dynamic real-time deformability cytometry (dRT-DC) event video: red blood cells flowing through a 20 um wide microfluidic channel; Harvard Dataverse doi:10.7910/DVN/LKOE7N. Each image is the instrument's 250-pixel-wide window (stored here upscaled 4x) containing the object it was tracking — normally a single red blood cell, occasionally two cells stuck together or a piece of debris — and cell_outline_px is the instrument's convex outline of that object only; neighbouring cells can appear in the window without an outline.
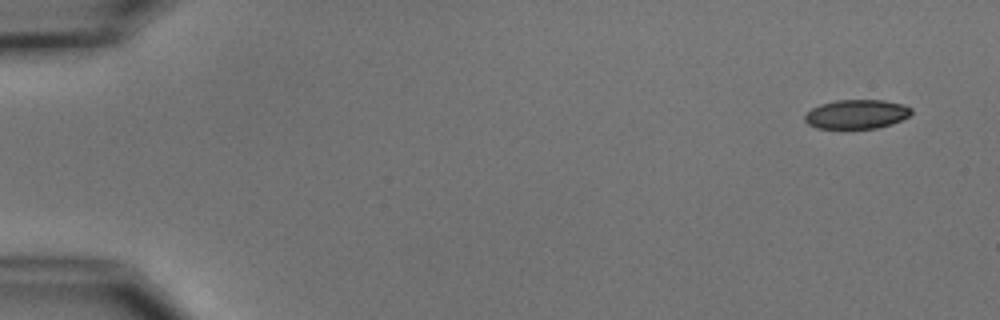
{"species": "common noctule bat (a hibernating species)", "species_latin": "Nyctalus noctula", "temperature_condition": "cold", "stored_images_in_passage": 5, "camera_frame_rate_fps": 3000, "um_per_image_px": 0.085, "animal": {"sex": "male", "body_mass_g": 15.6}, "frame": {"image": 1, "passage_image": 1, "time_ms": 0.0, "image_size_px": [1000, 320], "cell_outline_px": [[912, 112], [908, 116], [892, 124], [876, 128], [816, 128], [808, 124], [804, 120], [804, 116], [812, 108], [820, 104], [836, 100], [884, 100], [904, 104], [912, 108]], "centroid_in_image_um": [72.81, 9.7], "position_along_channel_um": 12.2, "area_um2": 18.09}}
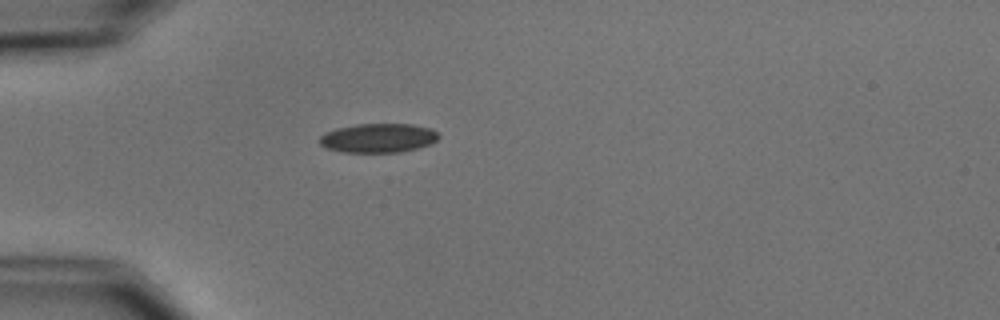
{"frame": {"image": 2, "passage_image": 4, "time_ms": 4.333, "image_size_px": [1000, 320], "cell_outline_px": [[440, 136], [432, 144], [400, 152], [344, 152], [328, 148], [320, 144], [320, 136], [324, 132], [336, 128], [356, 124], [412, 124], [432, 128]], "centroid_in_image_um": [32.16, 11.72], "position_along_channel_um": 52.8, "area_um2": 20.23}}